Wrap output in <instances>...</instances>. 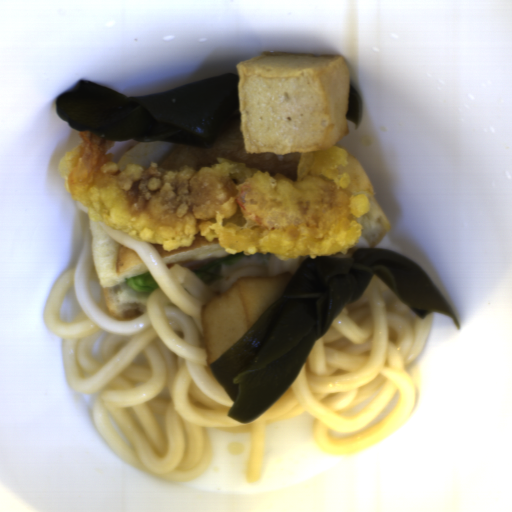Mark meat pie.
Instances as JSON below:
<instances>
[{
  "mask_svg": "<svg viewBox=\"0 0 512 512\" xmlns=\"http://www.w3.org/2000/svg\"><path fill=\"white\" fill-rule=\"evenodd\" d=\"M217 259H219V258H211L210 257V258H203V259H193V260H188V261H182L180 263V265H181L182 269H187L194 273V271L197 268L204 266L210 262H213Z\"/></svg>",
  "mask_w": 512,
  "mask_h": 512,
  "instance_id": "meat-pie-1",
  "label": "meat pie"
}]
</instances>
